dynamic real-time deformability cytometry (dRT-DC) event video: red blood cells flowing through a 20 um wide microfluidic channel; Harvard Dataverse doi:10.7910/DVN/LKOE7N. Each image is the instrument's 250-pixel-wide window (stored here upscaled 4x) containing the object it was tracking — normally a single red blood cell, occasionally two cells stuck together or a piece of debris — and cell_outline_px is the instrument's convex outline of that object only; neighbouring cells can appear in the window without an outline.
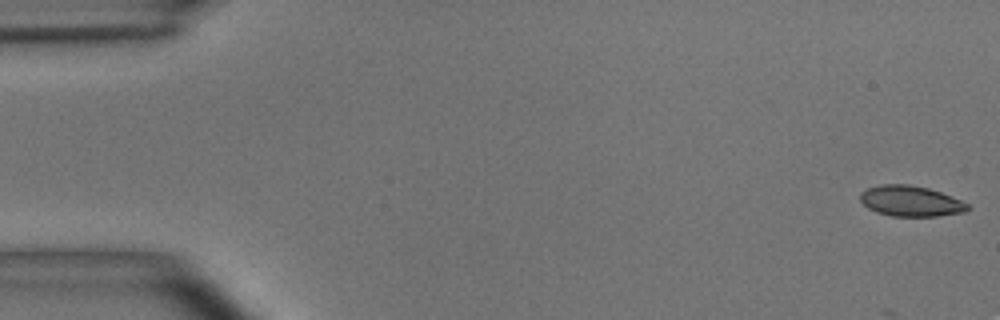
{"species": "common noctule bat (a hibernating species)", "species_latin": "Nyctalus noctula", "temperature_condition": "room temperature", "stored_images_in_passage": 51, "camera_frame_rate_fps": 3000, "um_per_image_px": 0.085, "animal": {"sex": "male", "body_mass_g": 15.6}, "frame": {"image": 1, "passage_image": 1, "time_ms": 0.0, "image_size_px": [1000, 320], "cell_outline_px": [[972, 208], [964, 212], [936, 216], [892, 216], [876, 212], [868, 208], [860, 200], [860, 192], [868, 188], [884, 184], [908, 184], [928, 188], [940, 192], [960, 200], [968, 204]], "centroid_in_image_um": [77.4, 17.09], "position_along_channel_um": 7.6, "area_um2": 19.07}}
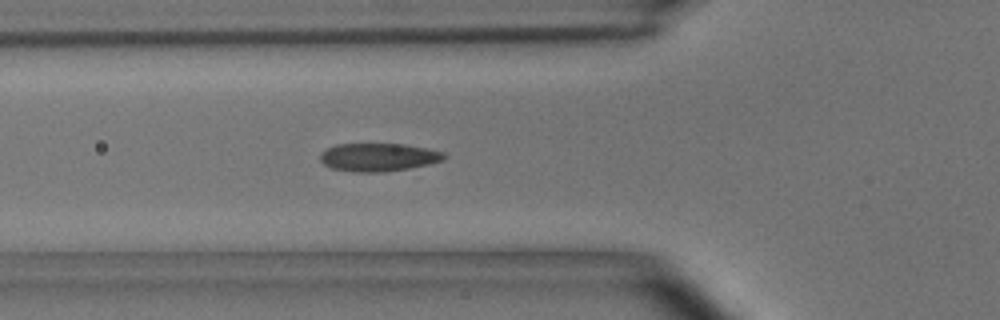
{"frame": {"image": 2, "passage_image": 19, "time_ms": 6.0, "image_size_px": [1000, 320], "cell_outline_px": [[448, 156], [444, 160], [428, 164], [408, 168], [384, 172], [356, 172], [332, 168], [324, 164], [320, 160], [320, 152], [336, 144], [404, 144], [444, 152]], "centroid_in_image_um": [32.16, 13.36], "position_along_channel_um": 93.6, "area_um2": 20.23}}
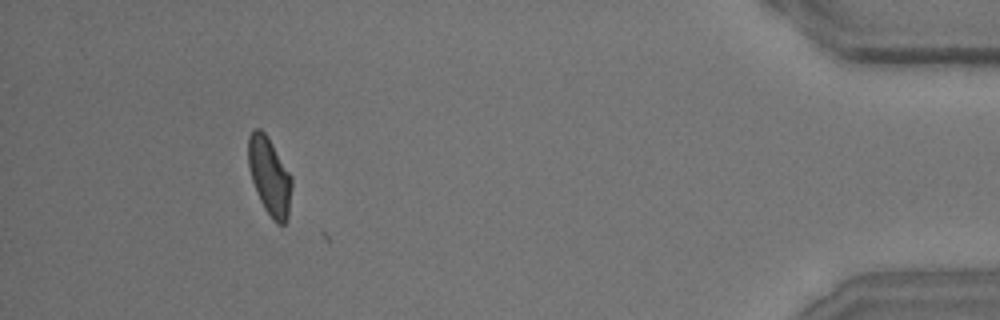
{"frame": {"image": 3, "passage_image": 50, "time_ms": 16.333, "image_size_px": [1000, 320], "cell_outline_px": [[292, 184], [288, 216], [284, 224], [276, 224], [272, 220], [264, 208], [256, 192], [252, 180], [248, 164], [248, 136], [256, 128], [260, 128], [264, 132], [292, 176]], "centroid_in_image_um": [22.91, 15.01], "position_along_channel_um": 412.3, "area_um2": 19.54}}